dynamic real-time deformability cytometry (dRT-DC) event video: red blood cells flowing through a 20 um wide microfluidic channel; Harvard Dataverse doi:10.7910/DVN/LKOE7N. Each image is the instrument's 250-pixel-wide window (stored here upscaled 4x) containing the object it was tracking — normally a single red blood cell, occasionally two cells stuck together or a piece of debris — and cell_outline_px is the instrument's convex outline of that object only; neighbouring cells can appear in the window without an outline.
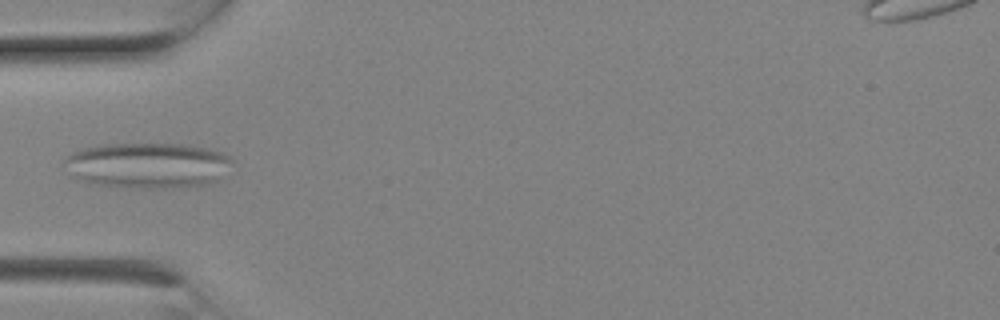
{"species": "Egyptian fruit bat (a non-hibernating species)", "species_latin": "Rousettus aegyptiacus", "temperature_condition": "room temperature", "stored_images_in_passage": 9, "segment_of_instrument_passage": [2, 2], "camera_frame_rate_fps": 3000, "um_per_image_px": 0.085, "animal": {"sex": "female"}, "frame": {"image": 1, "passage_image": 7, "time_ms": 2.0, "image_size_px": [1000, 320], "cell_outline_px": [[232, 160], [216, 180], [204, 184], [188, 188], [128, 188], [88, 184], [68, 176], [64, 172], [64, 160], [72, 152], [84, 148], [100, 144], [184, 144], [224, 152], [232, 156]], "centroid_in_image_um": [12.44, 14.07], "position_along_channel_um": 72.6, "area_um2": 45.26}}